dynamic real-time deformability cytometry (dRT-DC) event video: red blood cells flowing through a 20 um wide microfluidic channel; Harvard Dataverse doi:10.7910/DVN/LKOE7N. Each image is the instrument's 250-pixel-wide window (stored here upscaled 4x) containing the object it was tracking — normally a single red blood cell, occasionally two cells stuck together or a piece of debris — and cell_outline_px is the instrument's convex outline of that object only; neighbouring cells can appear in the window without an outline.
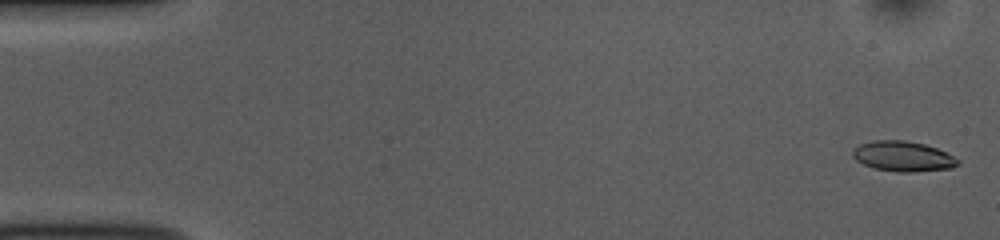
{"species": "common noctule bat (a hibernating species)", "species_latin": "Nyctalus noctula", "temperature_condition": "room temperature", "stored_images_in_passage": 53, "camera_frame_rate_fps": 3000, "um_per_image_px": 0.085, "animal": {"sex": "female", "body_mass_g": 10.0, "forearm_length_mm": 53.1}, "frame": {"image": 1, "passage_image": 2, "time_ms": 0.333, "image_size_px": [1000, 240], "cell_outline_px": [[960, 164], [952, 168], [912, 172], [896, 172], [876, 168], [864, 164], [856, 160], [852, 156], [852, 148], [860, 144], [872, 140], [904, 140], [924, 144], [936, 148], [960, 160]], "centroid_in_image_um": [76.73, 13.28], "position_along_channel_um": 8.3, "area_um2": 18.5}}
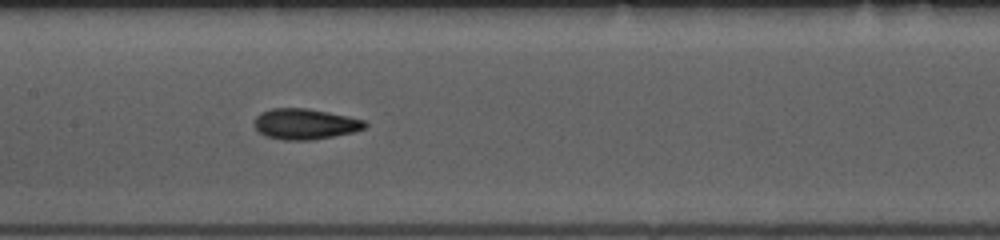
{"frame": {"image": 2, "passage_image": 26, "time_ms": 8.333, "image_size_px": [1000, 240], "cell_outline_px": [[368, 124], [364, 128], [352, 132], [312, 140], [284, 140], [264, 136], [256, 132], [252, 124], [256, 116], [260, 112], [272, 108], [308, 108], [348, 116], [364, 120]], "centroid_in_image_um": [25.85, 10.54], "position_along_channel_um": 181.6, "area_um2": 20.0}}
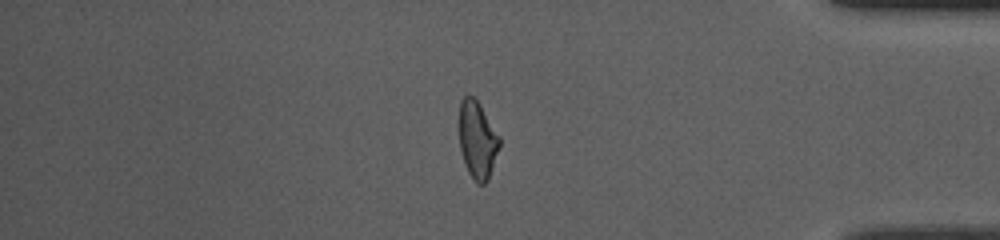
{"frame": {"image": 3, "passage_image": 45, "time_ms": 14.667, "image_size_px": [1000, 240], "cell_outline_px": [[500, 144], [488, 180], [484, 184], [476, 184], [468, 172], [464, 164], [460, 148], [460, 100], [464, 96], [472, 96], [480, 104], [500, 136]], "centroid_in_image_um": [40.58, 11.91], "position_along_channel_um": 394.6, "area_um2": 18.09}, "authors_computed_cell_mechanics": {"area_um2": 18.9584, "velocity_mm_per_s": 3.8238, "shape_relaxation_time_tau1_ms": 6.1779, "shape_relaxation_time_tau2_ms": 3.0877, "deformation_change_tau1": 0.1463, "deformation_change_tau2": 0.0873}}